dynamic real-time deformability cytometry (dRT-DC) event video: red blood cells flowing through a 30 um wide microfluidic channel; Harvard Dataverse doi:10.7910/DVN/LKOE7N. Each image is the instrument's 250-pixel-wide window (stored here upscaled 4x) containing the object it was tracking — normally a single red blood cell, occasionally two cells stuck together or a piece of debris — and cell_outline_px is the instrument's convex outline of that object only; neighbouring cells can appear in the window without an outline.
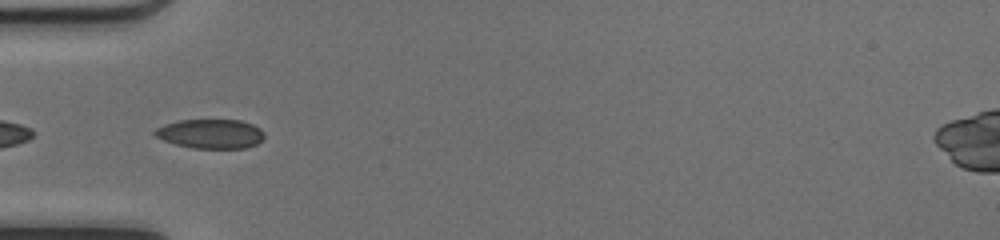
{"species": "common noctule bat (a hibernating species)", "species_latin": "Nyctalus noctula", "temperature_condition": "cold", "stored_images_in_passage": 51, "segment_of_instrument_passage": [2, 2], "camera_frame_rate_fps": 3000, "um_per_image_px": 0.085, "animal": {"sex": "female", "body_mass_g": 17.0, "forearm_length_mm": 48.0}, "frame": {"image": 1, "passage_image": 18, "time_ms": 5.667, "image_size_px": [1000, 240], "cell_outline_px": [[264, 136], [256, 144], [244, 148], [192, 148], [176, 144], [164, 140], [156, 136], [152, 132], [156, 128], [164, 124], [176, 120], [240, 120], [252, 124], [260, 128], [264, 132]], "centroid_in_image_um": [17.88, 11.36], "position_along_channel_um": 67.1, "area_um2": 18.67}}
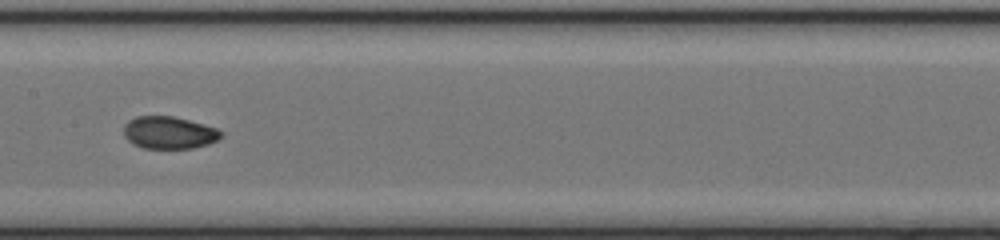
{"frame": {"image": 2, "passage_image": 27, "time_ms": 8.667, "image_size_px": [1000, 240], "cell_outline_px": [[224, 132], [216, 140], [208, 144], [192, 148], [144, 148], [132, 144], [124, 136], [124, 124], [128, 120], [136, 116], [172, 116], [204, 124], [216, 128]], "centroid_in_image_um": [14.34, 11.27], "position_along_channel_um": 193.1, "area_um2": 18.32}}
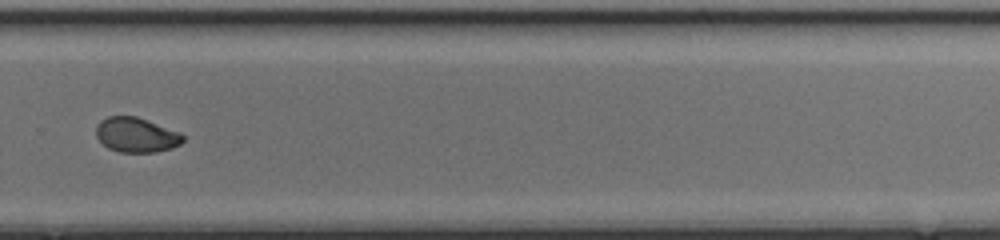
{"frame": {"image": 3, "passage_image": 36, "time_ms": 11.667, "image_size_px": [1000, 240], "cell_outline_px": [[184, 140], [180, 144], [172, 148], [156, 152], [120, 152], [108, 148], [96, 136], [96, 124], [100, 120], [108, 116], [136, 116], [180, 132], [184, 136]], "centroid_in_image_um": [11.58, 11.46], "position_along_channel_um": 318.2, "area_um2": 17.63}}